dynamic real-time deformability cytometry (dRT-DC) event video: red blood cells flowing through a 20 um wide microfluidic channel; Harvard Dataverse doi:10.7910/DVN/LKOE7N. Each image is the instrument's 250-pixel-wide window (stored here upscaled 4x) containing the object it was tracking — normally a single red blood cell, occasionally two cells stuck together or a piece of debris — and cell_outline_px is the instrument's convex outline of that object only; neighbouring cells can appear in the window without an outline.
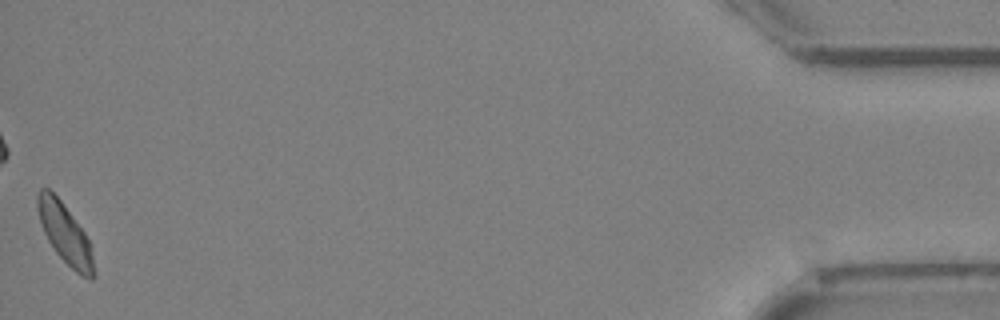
{"species": "Egyptian fruit bat (a non-hibernating species)", "species_latin": "Rousettus aegyptiacus", "temperature_condition": "cold", "stored_images_in_passage": 53, "camera_frame_rate_fps": 3000, "um_per_image_px": 0.085, "animal": {"sex": "female"}, "frame": {"image": 1, "passage_image": 53, "time_ms": 17.333, "image_size_px": [1000, 320], "cell_outline_px": [[96, 276], [92, 280], [80, 276], [56, 252], [48, 240], [40, 224], [36, 208], [36, 196], [40, 188], [48, 188], [60, 200], [84, 232], [88, 240], [92, 256]], "centroid_in_image_um": [5.5, 19.86], "position_along_channel_um": 429.7, "area_um2": 19.42}, "authors_computed_cell_mechanics": {"area_um2": 20.2878, "velocity_mm_per_s": 3.902, "shape_relaxation_time_tau1_ms": null, "shape_relaxation_time_tau2_ms": 7.599, "deformation_change_tau1": null, "deformation_change_tau2": 0.0637}}